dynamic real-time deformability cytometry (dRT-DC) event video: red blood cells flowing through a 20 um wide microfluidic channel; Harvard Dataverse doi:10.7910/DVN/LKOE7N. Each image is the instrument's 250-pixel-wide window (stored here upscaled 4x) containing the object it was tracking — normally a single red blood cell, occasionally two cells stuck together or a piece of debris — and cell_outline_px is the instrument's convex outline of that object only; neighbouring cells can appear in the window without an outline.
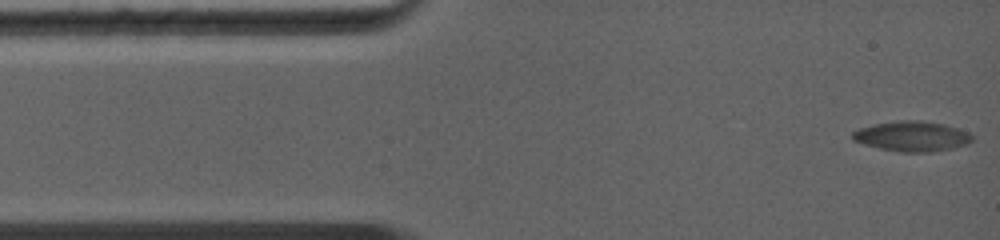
{"species": "common noctule bat (a hibernating species)", "species_latin": "Nyctalus noctula", "temperature_condition": "warm", "stored_images_in_passage": 20, "camera_frame_rate_fps": 5000, "um_per_image_px": 0.085, "animal": {"sex": "female", "body_mass_g": 19.0, "forearm_length_mm": 56.7}, "frame": {"image": 1, "passage_image": 1, "time_ms": 0.0, "image_size_px": [1000, 240], "cell_outline_px": [[972, 140], [968, 144], [952, 148], [932, 152], [904, 152], [880, 148], [864, 144], [852, 140], [852, 132], [860, 128], [872, 124], [900, 120], [920, 120], [944, 124], [968, 132], [972, 136]], "centroid_in_image_um": [77.51, 11.58], "position_along_channel_um": 7.5, "area_um2": 20.92}}
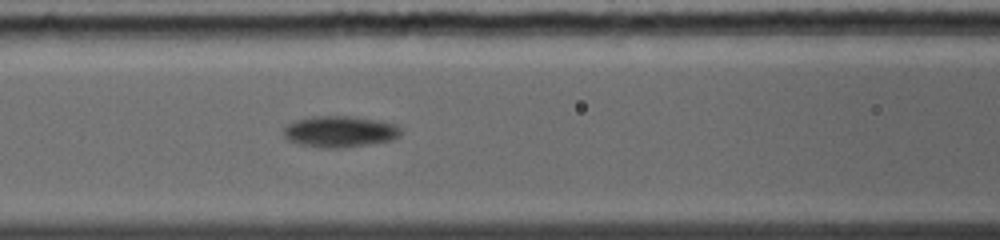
{"frame": {"image": 2, "passage_image": 6, "time_ms": 5.2, "image_size_px": [1000, 240], "cell_outline_px": [[400, 136], [392, 140], [372, 144], [340, 148], [320, 148], [300, 144], [288, 140], [284, 136], [284, 128], [288, 124], [296, 120], [312, 116], [348, 116], [380, 120], [396, 124], [400, 128]], "centroid_in_image_um": [28.9, 11.19], "position_along_channel_um": 137.7, "area_um2": 21.5}}
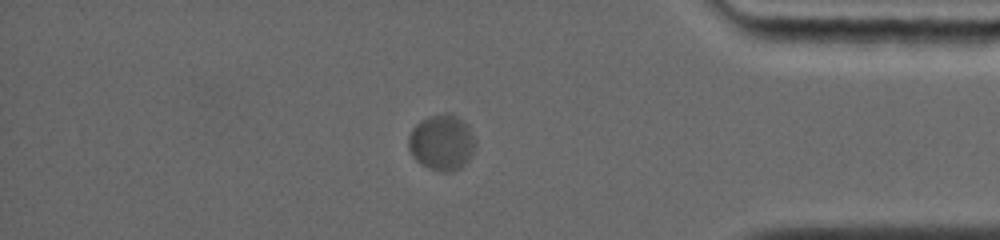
{"frame": {"image": 3, "passage_image": 15, "time_ms": 12.4, "image_size_px": [1000, 240], "cell_outline_px": [[472, 152], [468, 160], [460, 168], [452, 172], [440, 172], [416, 160], [412, 156], [408, 148], [408, 136], [412, 128], [420, 120], [428, 116], [452, 112], [468, 124], [472, 132]], "centroid_in_image_um": [37.51, 12.08], "position_along_channel_um": 397.7, "area_um2": 21.56}, "authors_computed_cell_mechanics": {"area_um2": 21.1548, "velocity_mm_per_s": 3.9558, "shape_relaxation_time_tau1_ms": 1.0809, "shape_relaxation_time_tau2_ms": 1.3669, "deformation_change_tau1": 0.0657, "deformation_change_tau2": null}}